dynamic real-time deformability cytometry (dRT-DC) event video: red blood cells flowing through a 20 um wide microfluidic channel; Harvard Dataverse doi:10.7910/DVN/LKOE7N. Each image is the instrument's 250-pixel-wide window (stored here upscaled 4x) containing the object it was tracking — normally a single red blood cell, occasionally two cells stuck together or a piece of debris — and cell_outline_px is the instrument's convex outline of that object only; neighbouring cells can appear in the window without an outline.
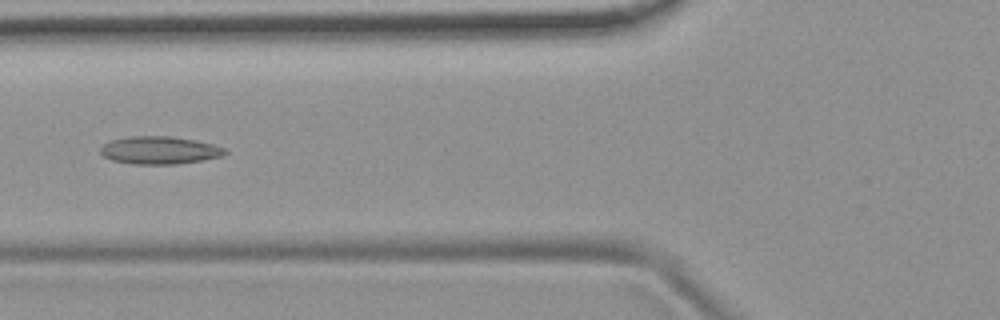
{"species": "common noctule bat (a hibernating species)", "species_latin": "Nyctalus noctula", "temperature_condition": "room temperature", "stored_images_in_passage": 52, "camera_frame_rate_fps": 3000, "um_per_image_px": 0.085, "animal": {"sex": "female", "body_mass_g": 19.9}, "frame": {"image": 1, "passage_image": 20, "time_ms": 6.333, "image_size_px": [1000, 320], "cell_outline_px": [[228, 152], [220, 156], [200, 160], [176, 164], [132, 164], [112, 160], [104, 156], [100, 152], [100, 148], [104, 144], [112, 140], [128, 136], [168, 136], [196, 140], [228, 148]], "centroid_in_image_um": [13.56, 12.76], "position_along_channel_um": 112.2, "area_um2": 20.06}}
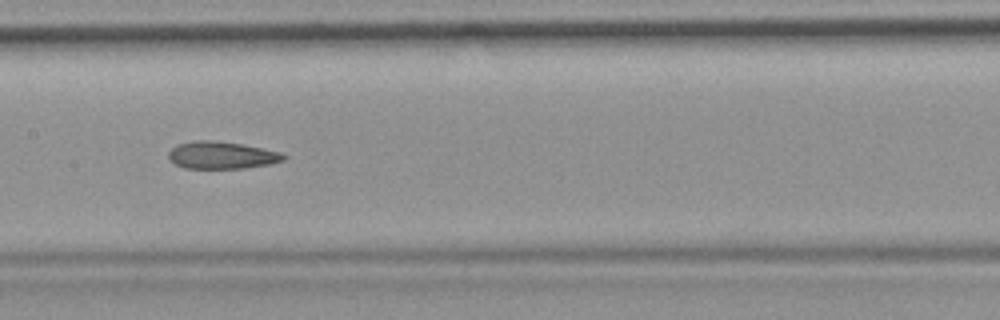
{"frame": {"image": 2, "passage_image": 26, "time_ms": 8.333, "image_size_px": [1000, 320], "cell_outline_px": [[288, 156], [284, 160], [268, 164], [244, 168], [184, 168], [176, 164], [168, 156], [168, 152], [176, 144], [192, 140], [212, 140], [240, 144], [280, 152]], "centroid_in_image_um": [18.81, 13.18], "position_along_channel_um": 188.6, "area_um2": 18.15}}
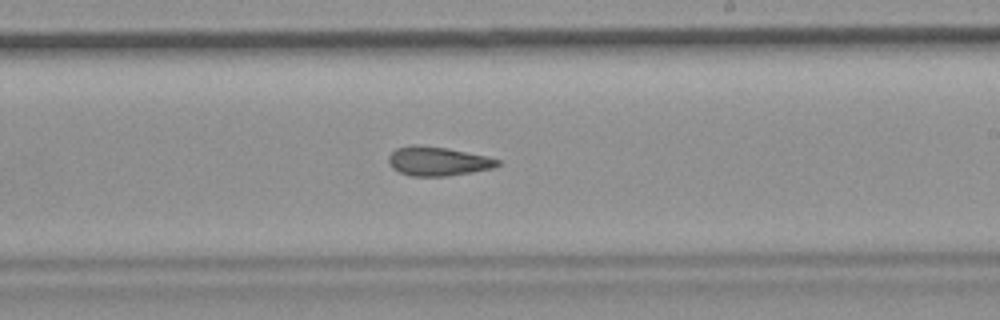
{"frame": {"image": 3, "passage_image": 31, "time_ms": 10.0, "image_size_px": [1000, 320], "cell_outline_px": [[500, 164], [492, 168], [472, 172], [448, 176], [412, 176], [400, 172], [392, 168], [388, 164], [388, 156], [396, 148], [412, 144], [416, 144], [448, 148], [488, 156], [500, 160]], "centroid_in_image_um": [37.2, 13.69], "position_along_channel_um": 251.8, "area_um2": 18.61}, "authors_computed_cell_mechanics": {"area_um2": 19.3052, "velocity_mm_per_s": 3.8156, "shape_relaxation_time_tau1_ms": null, "shape_relaxation_time_tau2_ms": 4.0005, "deformation_change_tau1": null, "deformation_change_tau2": 0.1177}}